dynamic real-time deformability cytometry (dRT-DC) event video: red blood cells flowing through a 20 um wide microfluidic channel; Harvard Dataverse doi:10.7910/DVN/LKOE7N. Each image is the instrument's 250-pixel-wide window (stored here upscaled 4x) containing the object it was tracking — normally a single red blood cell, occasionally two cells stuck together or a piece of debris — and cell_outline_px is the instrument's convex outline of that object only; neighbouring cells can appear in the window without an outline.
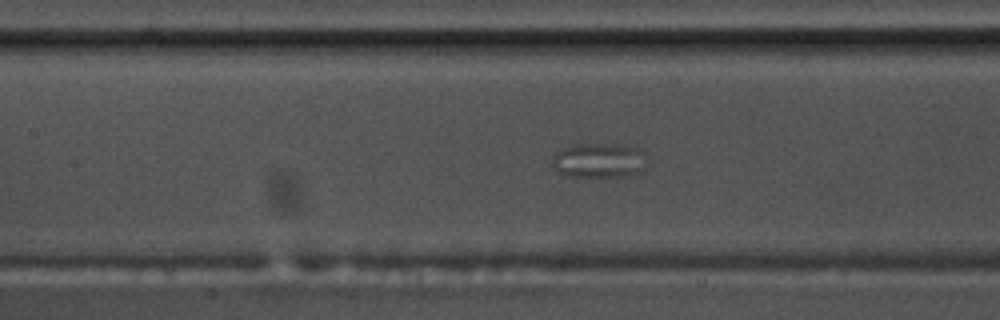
{"species": "common noctule bat (a hibernating species)", "species_latin": "Nyctalus noctula", "temperature_condition": "warm", "stored_images_in_passage": 38, "camera_frame_rate_fps": 3000, "um_per_image_px": 0.085, "animal": {"sex": "male", "body_mass_g": 17.5, "forearm_length_mm": 52.3}, "frame": {"image": 1, "passage_image": 10, "time_ms": 3.0, "image_size_px": [1000, 320], "cell_outline_px": [[644, 168], [628, 176], [568, 176], [556, 172], [552, 164], [552, 156], [556, 152], [564, 148], [576, 144], [592, 144], [636, 148]], "centroid_in_image_um": [50.74, 13.67], "position_along_channel_um": 156.7, "area_um2": 18.15}}
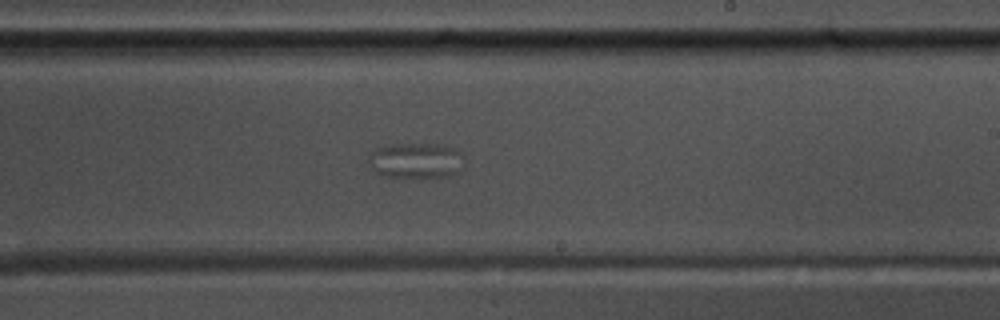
{"frame": {"image": 2, "passage_image": 19, "time_ms": 6.0, "image_size_px": [1000, 320], "cell_outline_px": [[464, 168], [448, 176], [420, 180], [380, 176], [368, 164], [368, 156], [376, 148], [400, 144], [436, 144], [456, 148], [460, 152]], "centroid_in_image_um": [35.35, 13.7], "position_along_channel_um": 253.7, "area_um2": 20.46}}
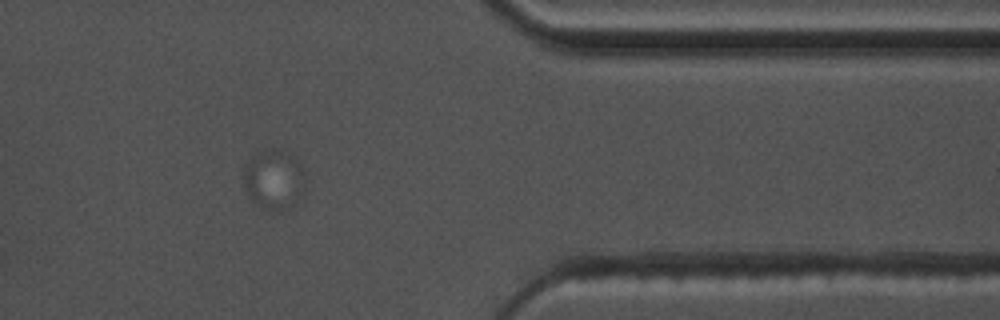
{"frame": {"image": 3, "passage_image": 33, "time_ms": 10.667, "image_size_px": [1000, 320], "cell_outline_px": [[304, 176], [300, 196], [288, 208], [276, 212], [264, 208], [256, 204], [248, 196], [244, 188], [244, 172], [252, 156], [272, 148], [276, 148], [300, 160]], "centroid_in_image_um": [23.27, 15.27], "position_along_channel_um": 388.1, "area_um2": 21.04}}